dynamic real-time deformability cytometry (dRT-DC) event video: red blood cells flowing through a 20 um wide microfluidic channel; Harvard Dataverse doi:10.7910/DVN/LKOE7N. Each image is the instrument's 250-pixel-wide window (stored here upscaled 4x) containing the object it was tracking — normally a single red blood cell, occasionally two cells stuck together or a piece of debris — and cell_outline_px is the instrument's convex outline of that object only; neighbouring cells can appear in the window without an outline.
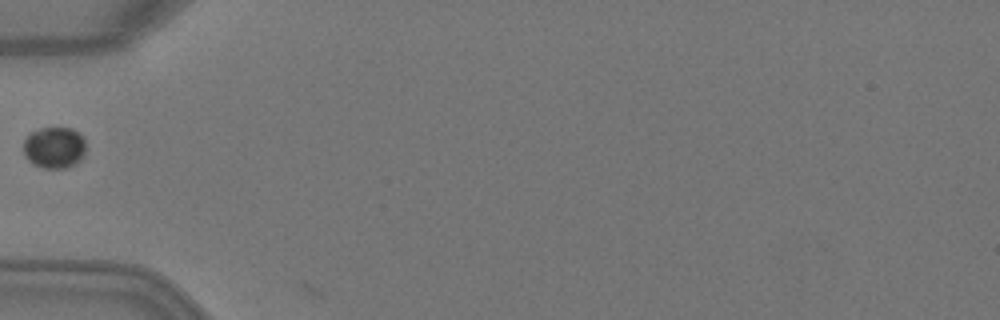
{"species": "Egyptian fruit bat (a non-hibernating species)", "species_latin": "Rousettus aegyptiacus", "temperature_condition": "warm", "stored_images_in_passage": 1, "camera_frame_rate_fps": 3000, "um_per_image_px": 0.085, "animal": {"sex": "female"}, "frame": {"image": 1, "passage_image": 1, "time_ms": 0.0, "image_size_px": [1000, 320], "cell_outline_px": [[84, 152], [80, 160], [64, 168], [44, 168], [32, 164], [28, 160], [24, 152], [24, 140], [32, 132], [40, 128], [72, 128], [84, 140]], "centroid_in_image_um": [4.58, 12.55], "position_along_channel_um": 80.4, "area_um2": 14.74}}